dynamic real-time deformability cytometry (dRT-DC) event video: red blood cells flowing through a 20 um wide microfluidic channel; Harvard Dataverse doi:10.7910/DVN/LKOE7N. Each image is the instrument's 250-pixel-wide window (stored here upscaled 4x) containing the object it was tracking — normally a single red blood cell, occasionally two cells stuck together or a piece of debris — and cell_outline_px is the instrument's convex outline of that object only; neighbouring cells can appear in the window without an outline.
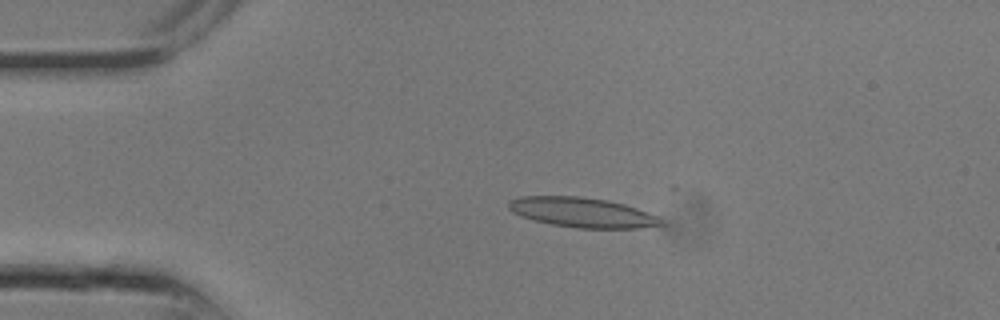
{"species": "common noctule bat (a hibernating species)", "species_latin": "Nyctalus noctula", "temperature_condition": "room temperature", "stored_images_in_passage": 6, "camera_frame_rate_fps": 3000, "um_per_image_px": 0.085, "animal": {"sex": "male", "body_mass_g": 13.3}, "frame": {"image": 1, "passage_image": 4, "time_ms": 1.0, "image_size_px": [1000, 320], "cell_outline_px": [[668, 224], [640, 228], [576, 228], [552, 224], [520, 216], [512, 212], [508, 208], [508, 200], [520, 196], [580, 196], [608, 200], [624, 204], [636, 208], [656, 216], [664, 220]], "centroid_in_image_um": [49.49, 18.05], "position_along_channel_um": 35.5, "area_um2": 26.59}}